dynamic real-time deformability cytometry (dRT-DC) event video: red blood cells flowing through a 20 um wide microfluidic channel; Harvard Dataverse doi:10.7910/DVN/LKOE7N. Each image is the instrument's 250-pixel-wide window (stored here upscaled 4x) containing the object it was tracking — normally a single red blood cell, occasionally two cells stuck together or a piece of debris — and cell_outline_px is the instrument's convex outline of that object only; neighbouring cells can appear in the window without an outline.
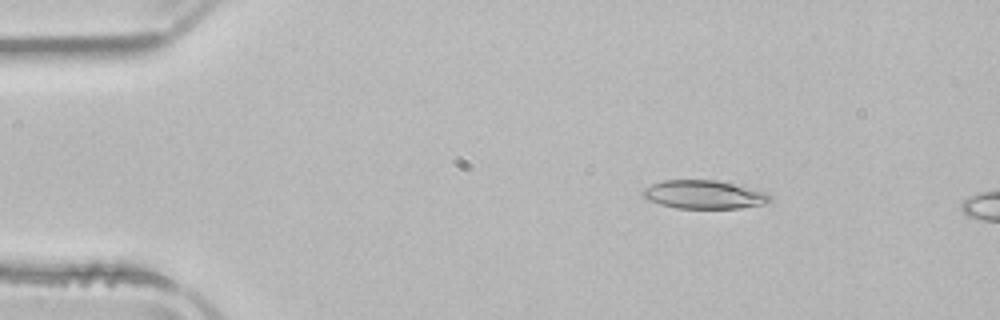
{"species": "common noctule bat (a hibernating species)", "species_latin": "Nyctalus noctula", "temperature_condition": "room temperature", "stored_images_in_passage": 8, "camera_frame_rate_fps": 3000, "um_per_image_px": 0.085, "animal": {"sex": "male", "body_mass_g": 21.5, "forearm_length_mm": 52.0}, "frame": {"image": 1, "passage_image": 3, "time_ms": 0.667, "image_size_px": [1000, 320], "cell_outline_px": [[772, 200], [764, 204], [740, 208], [676, 208], [660, 204], [648, 200], [644, 196], [644, 188], [652, 184], [664, 180], [716, 180], [764, 192], [772, 196]], "centroid_in_image_um": [59.84, 16.54], "position_along_channel_um": 25.2, "area_um2": 20.75}}